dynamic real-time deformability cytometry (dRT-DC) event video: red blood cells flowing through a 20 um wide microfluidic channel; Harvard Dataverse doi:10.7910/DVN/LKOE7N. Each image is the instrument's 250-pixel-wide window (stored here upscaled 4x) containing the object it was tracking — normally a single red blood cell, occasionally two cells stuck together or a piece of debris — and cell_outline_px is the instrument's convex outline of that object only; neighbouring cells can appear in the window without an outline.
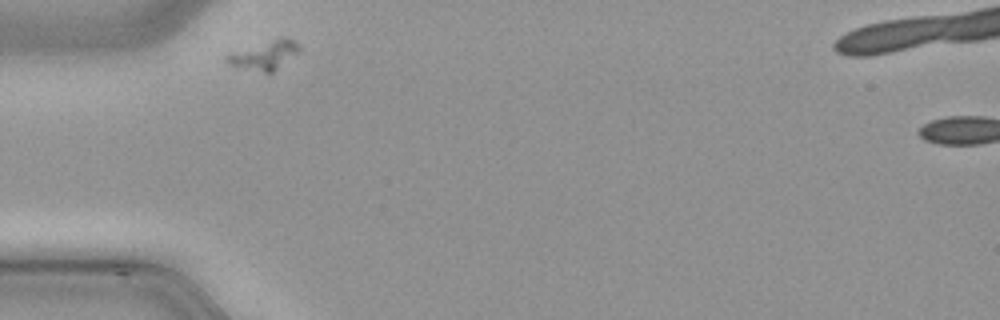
{"species": "common noctule bat (a hibernating species)", "species_latin": "Nyctalus noctula", "temperature_condition": "cold", "stored_images_in_passage": 27, "camera_frame_rate_fps": 3000, "um_per_image_px": 0.085, "animal": {"sex": "male", "body_mass_g": 21.5, "forearm_length_mm": 52.0}, "frame": {"image": 1, "passage_image": 1, "time_ms": 0.0, "image_size_px": [1000, 320], "cell_outline_px": [[300, 52], [272, 72], [264, 72], [232, 64], [224, 60], [228, 52], [284, 36], [300, 44]], "centroid_in_image_um": [22.52, 4.65], "position_along_channel_um": 62.5, "area_um2": 11.96}}
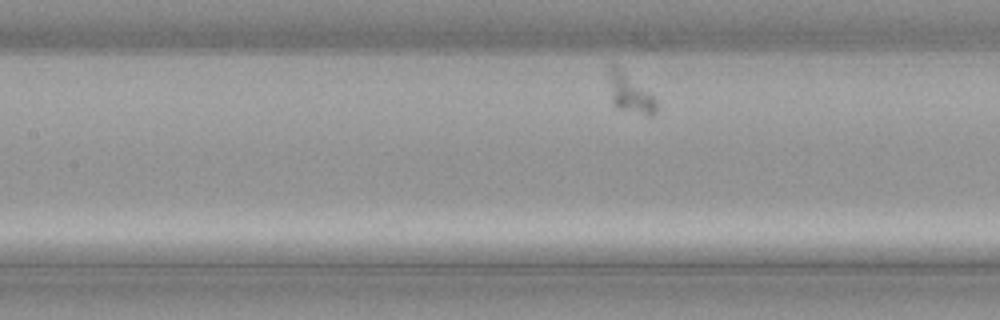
{"frame": {"image": 2, "passage_image": 9, "time_ms": 2.667, "image_size_px": [1000, 320], "cell_outline_px": [[656, 112], [652, 116], [648, 116], [620, 108], [612, 104], [608, 76], [608, 64], [612, 60], [616, 60], [656, 100]], "centroid_in_image_um": [53.47, 7.78], "position_along_channel_um": 153.9, "area_um2": 11.39}}
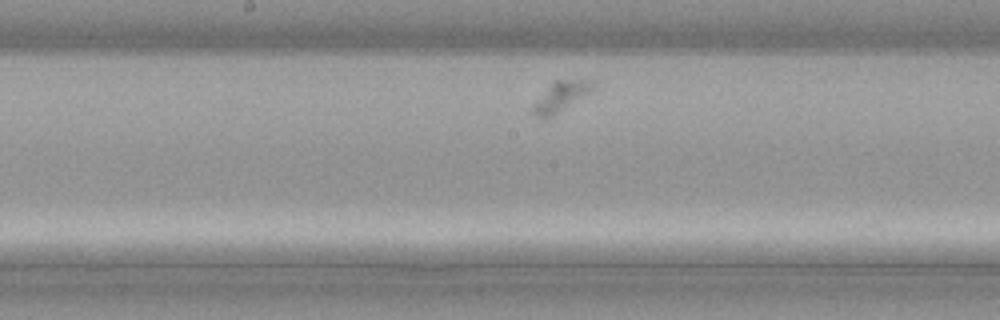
{"frame": {"image": 3, "passage_image": 13, "time_ms": 4.0, "image_size_px": [1000, 320], "cell_outline_px": [[600, 88], [552, 116], [544, 120], [536, 116], [528, 108], [556, 80], [592, 80]], "centroid_in_image_um": [47.73, 8.23], "position_along_channel_um": 200.5, "area_um2": 10.81}}